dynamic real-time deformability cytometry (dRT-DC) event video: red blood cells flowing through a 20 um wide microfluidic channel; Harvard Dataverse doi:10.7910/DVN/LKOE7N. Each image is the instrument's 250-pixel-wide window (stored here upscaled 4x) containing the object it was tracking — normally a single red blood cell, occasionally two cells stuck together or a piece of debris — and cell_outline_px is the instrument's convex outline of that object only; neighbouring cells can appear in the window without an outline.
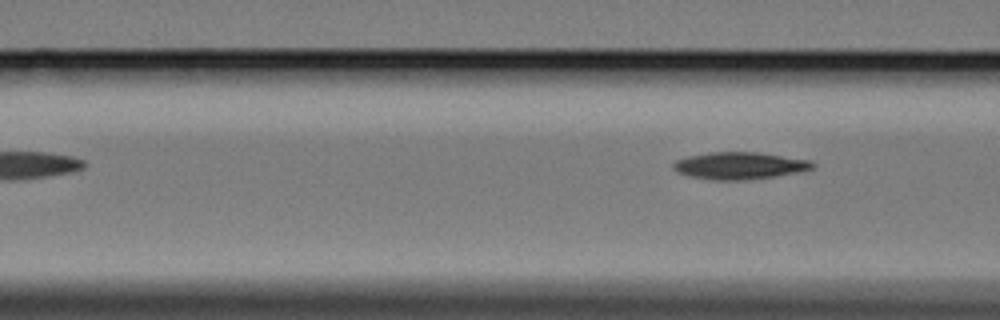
{"species": "Egyptian fruit bat (a non-hibernating species)", "species_latin": "Rousettus aegyptiacus", "temperature_condition": "cold", "stored_images_in_passage": 4, "camera_frame_rate_fps": 3000, "um_per_image_px": 0.085, "animal": {"sex": "female"}, "frame": {"image": 1, "passage_image": 4, "time_ms": 3.667, "image_size_px": [1000, 320], "cell_outline_px": [[816, 164], [812, 168], [796, 172], [772, 176], [744, 180], [716, 180], [692, 176], [676, 172], [672, 168], [672, 164], [676, 160], [688, 156], [708, 152], [760, 152], [812, 160]], "centroid_in_image_um": [62.85, 14.06], "position_along_channel_um": 103.7, "area_um2": 21.91}}